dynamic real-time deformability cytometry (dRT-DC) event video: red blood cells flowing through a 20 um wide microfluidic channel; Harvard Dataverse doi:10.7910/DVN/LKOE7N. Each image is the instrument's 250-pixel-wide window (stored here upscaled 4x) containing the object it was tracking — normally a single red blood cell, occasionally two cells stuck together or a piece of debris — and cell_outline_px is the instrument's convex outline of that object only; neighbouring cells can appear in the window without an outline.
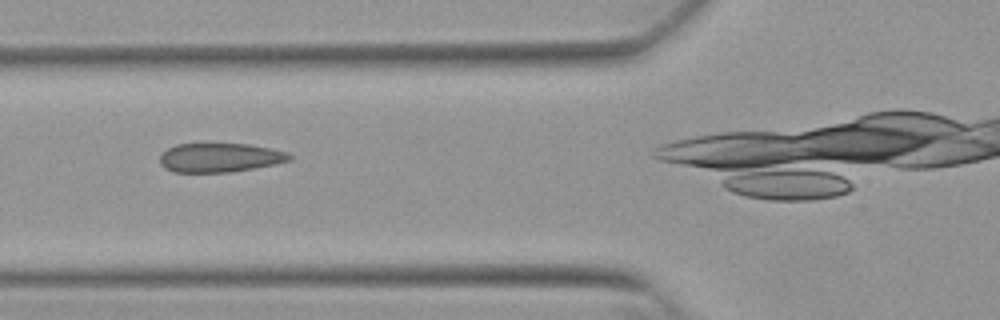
{"species": "Egyptian fruit bat (a non-hibernating species)", "species_latin": "Rousettus aegyptiacus", "temperature_condition": "warm", "stored_images_in_passage": 39, "camera_frame_rate_fps": 3000, "um_per_image_px": 0.085, "animal": {"sex": "female"}, "frame": {"image": 1, "passage_image": 17, "time_ms": 5.333, "image_size_px": [1000, 320], "cell_outline_px": [[292, 160], [276, 164], [232, 172], [176, 172], [164, 168], [160, 164], [160, 156], [168, 148], [176, 144], [204, 140], [248, 144], [272, 148], [288, 152], [292, 156]], "centroid_in_image_um": [18.68, 13.34], "position_along_channel_um": 107.1, "area_um2": 23.06}}
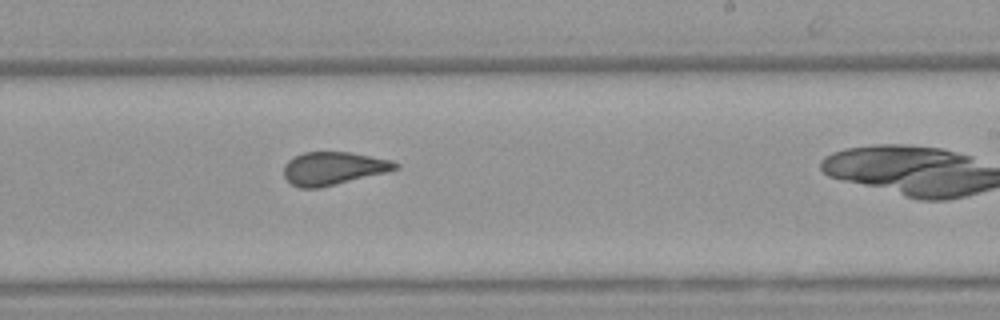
{"frame": {"image": 2, "passage_image": 29, "time_ms": 9.333, "image_size_px": [1000, 320], "cell_outline_px": [[400, 168], [388, 172], [320, 188], [300, 188], [292, 184], [284, 176], [284, 164], [288, 160], [304, 152], [352, 152], [392, 160], [400, 164]], "centroid_in_image_um": [28.37, 14.31], "position_along_channel_um": 260.6, "area_um2": 21.62}}
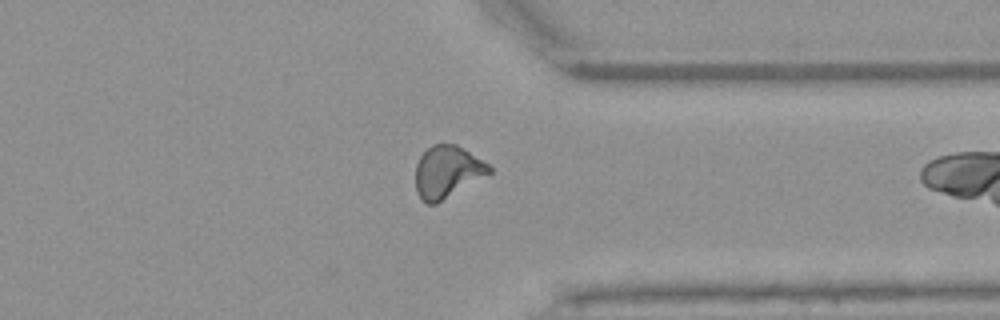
{"frame": {"image": 3, "passage_image": 38, "time_ms": 12.333, "image_size_px": [1000, 320], "cell_outline_px": [[492, 172], [436, 204], [428, 204], [420, 200], [416, 192], [416, 164], [420, 156], [432, 144], [456, 144], [464, 148], [488, 164], [492, 168]], "centroid_in_image_um": [38.0, 14.61], "position_along_channel_um": 373.4, "area_um2": 22.31}}